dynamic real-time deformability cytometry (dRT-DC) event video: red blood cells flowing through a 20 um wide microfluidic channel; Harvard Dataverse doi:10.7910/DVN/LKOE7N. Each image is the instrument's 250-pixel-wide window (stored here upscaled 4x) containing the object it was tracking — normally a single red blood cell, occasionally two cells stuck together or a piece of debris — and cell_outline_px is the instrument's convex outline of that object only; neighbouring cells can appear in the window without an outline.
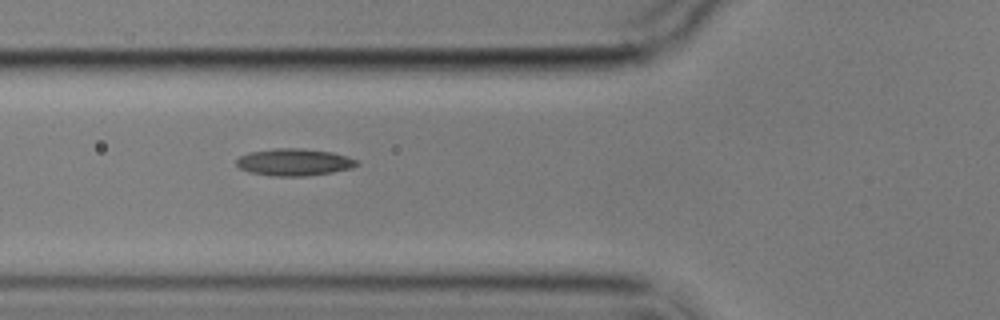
{"species": "common noctule bat (a hibernating species)", "species_latin": "Nyctalus noctula", "temperature_condition": "cold", "stored_images_in_passage": 15, "camera_frame_rate_fps": 3000, "um_per_image_px": 0.085, "animal": {"sex": "male", "body_mass_g": 17.9}, "frame": {"image": 1, "passage_image": 6, "time_ms": 6.667, "image_size_px": [1000, 320], "cell_outline_px": [[360, 164], [352, 168], [332, 172], [304, 176], [272, 176], [248, 172], [240, 168], [236, 164], [236, 160], [240, 156], [248, 152], [276, 148], [304, 148], [332, 152], [348, 156], [356, 160]], "centroid_in_image_um": [25.0, 13.78], "position_along_channel_um": 100.8, "area_um2": 19.13}}
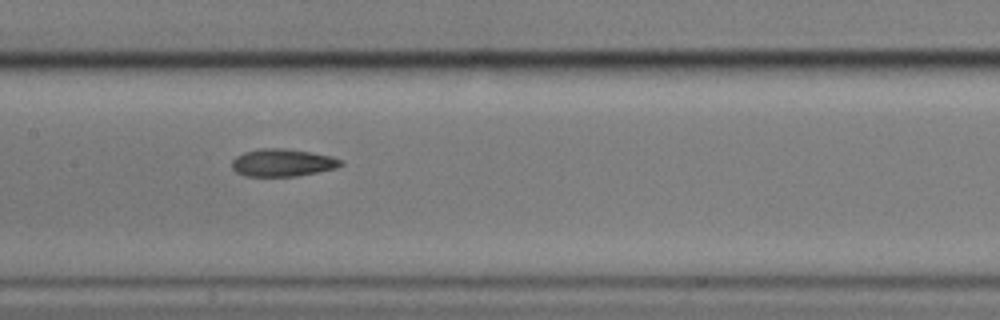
{"frame": {"image": 2, "passage_image": 8, "time_ms": 9.0, "image_size_px": [1000, 320], "cell_outline_px": [[344, 164], [336, 168], [296, 176], [244, 176], [236, 172], [232, 168], [232, 160], [236, 156], [244, 152], [260, 148], [284, 148], [312, 152], [332, 156], [344, 160]], "centroid_in_image_um": [24.03, 13.82], "position_along_channel_um": 183.4, "area_um2": 17.63}}
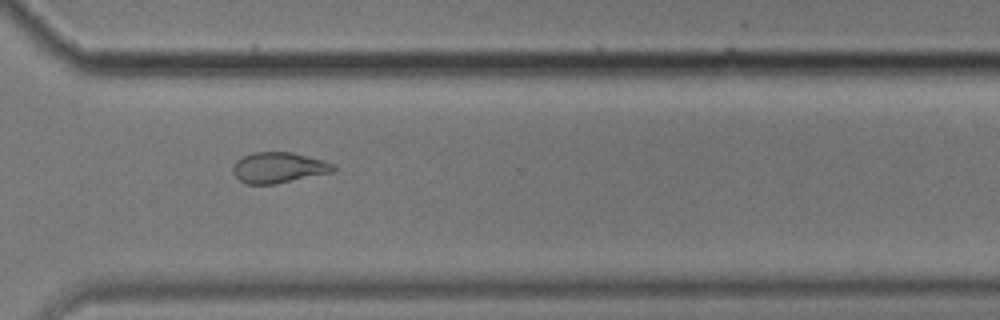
{"frame": {"image": 3, "passage_image": 12, "time_ms": 13.667, "image_size_px": [1000, 320], "cell_outline_px": [[336, 172], [272, 184], [244, 184], [232, 172], [232, 168], [236, 160], [252, 152], [292, 152], [324, 160], [332, 164], [336, 168]], "centroid_in_image_um": [23.69, 14.24], "position_along_channel_um": 346.9, "area_um2": 18.03}, "authors_computed_cell_mechanics": {"area_um2": 19.1318, "velocity_mm_per_s": 3.5028, "shape_relaxation_time_tau1_ms": null, "shape_relaxation_time_tau2_ms": 9.6379, "deformation_change_tau1": null, "deformation_change_tau2": 0.1378}}